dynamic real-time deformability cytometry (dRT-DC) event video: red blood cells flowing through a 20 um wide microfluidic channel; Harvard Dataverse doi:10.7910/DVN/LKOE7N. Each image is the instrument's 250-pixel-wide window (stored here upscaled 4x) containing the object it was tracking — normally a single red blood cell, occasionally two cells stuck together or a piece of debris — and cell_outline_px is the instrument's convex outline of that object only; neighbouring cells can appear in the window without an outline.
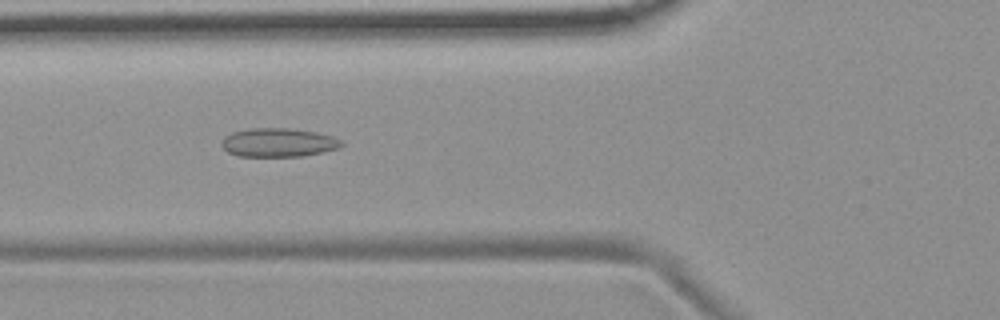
{"species": "common noctule bat (a hibernating species)", "species_latin": "Nyctalus noctula", "temperature_condition": "room temperature", "stored_images_in_passage": 54, "camera_frame_rate_fps": 3000, "um_per_image_px": 0.085, "animal": {"sex": "female", "body_mass_g": 19.9}, "frame": {"image": 1, "passage_image": 20, "time_ms": 6.333, "image_size_px": [1000, 320], "cell_outline_px": [[344, 144], [340, 148], [324, 152], [300, 156], [236, 156], [228, 152], [220, 144], [232, 132], [248, 128], [292, 128], [316, 132], [332, 136], [340, 140]], "centroid_in_image_um": [23.69, 12.11], "position_along_channel_um": 102.1, "area_um2": 20.06}}
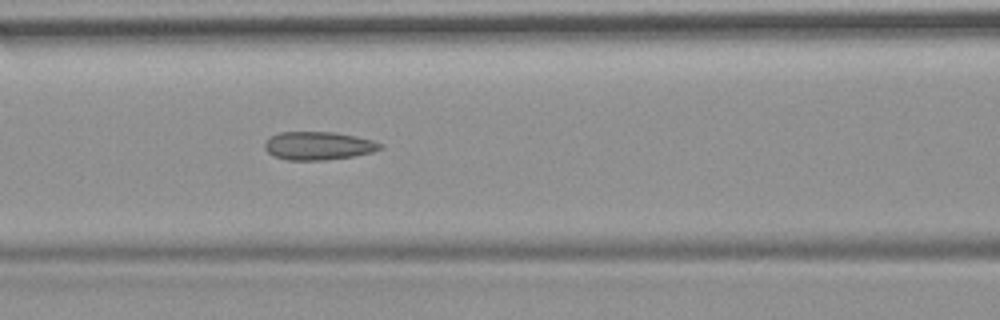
{"frame": {"image": 2, "passage_image": 23, "time_ms": 7.333, "image_size_px": [1000, 320], "cell_outline_px": [[384, 148], [372, 152], [352, 156], [324, 160], [288, 160], [272, 156], [264, 148], [264, 144], [272, 136], [280, 132], [336, 132], [356, 136], [372, 140], [384, 144]], "centroid_in_image_um": [27.08, 12.39], "position_along_channel_um": 139.5, "area_um2": 19.02}}
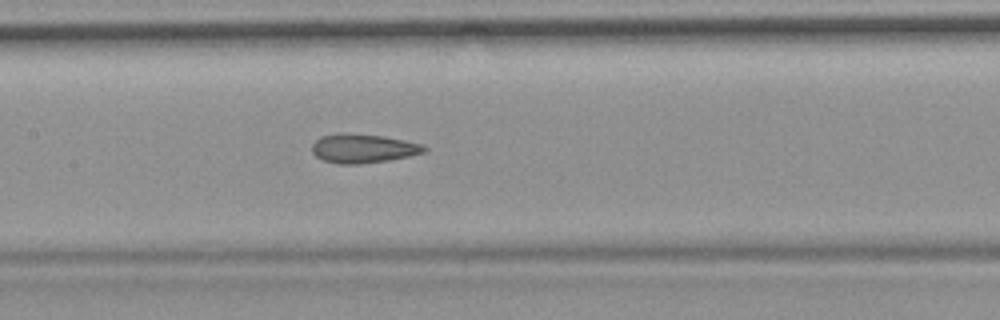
{"frame": {"image": 3, "passage_image": 26, "time_ms": 8.333, "image_size_px": [1000, 320], "cell_outline_px": [[428, 148], [424, 152], [408, 156], [388, 160], [356, 164], [336, 164], [324, 160], [316, 156], [312, 152], [312, 144], [320, 136], [340, 132], [344, 132], [384, 136], [404, 140], [420, 144]], "centroid_in_image_um": [30.82, 12.6], "position_along_channel_um": 176.6, "area_um2": 18.96}, "authors_computed_cell_mechanics": {"area_um2": 19.4208, "velocity_mm_per_s": 3.7077, "shape_relaxation_time_tau1_ms": null, "shape_relaxation_time_tau2_ms": 3.0454, "deformation_change_tau1": null, "deformation_change_tau2": 0.1051}}